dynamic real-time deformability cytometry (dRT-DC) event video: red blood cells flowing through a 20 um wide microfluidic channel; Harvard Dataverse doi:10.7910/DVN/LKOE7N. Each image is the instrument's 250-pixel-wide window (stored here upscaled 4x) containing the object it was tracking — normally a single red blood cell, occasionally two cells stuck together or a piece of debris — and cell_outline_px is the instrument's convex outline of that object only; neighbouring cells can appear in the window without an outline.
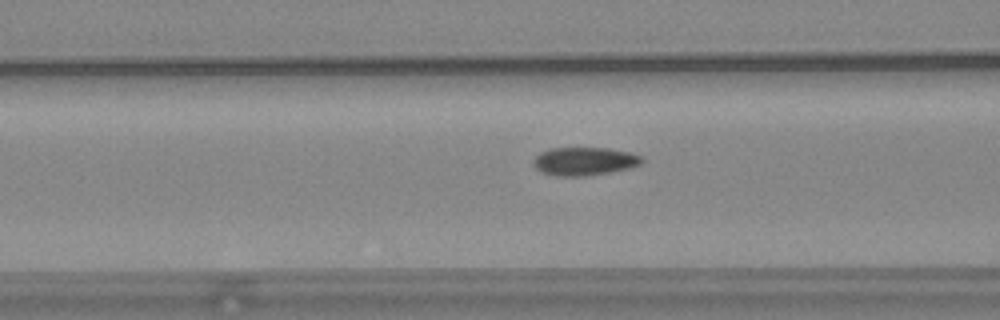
{"species": "common noctule bat (a hibernating species)", "species_latin": "Nyctalus noctula", "temperature_condition": "warm", "stored_images_in_passage": 58, "camera_frame_rate_fps": 3000, "um_per_image_px": 0.085, "animal": {"sex": "female", "body_mass_g": 24.6, "forearm_length_mm": 56.2}, "frame": {"image": 1, "passage_image": 24, "time_ms": 7.667, "image_size_px": [1000, 320], "cell_outline_px": [[644, 160], [640, 164], [632, 168], [584, 176], [556, 176], [540, 172], [532, 164], [532, 160], [540, 152], [552, 148], [608, 148], [632, 152], [640, 156]], "centroid_in_image_um": [49.66, 13.71], "position_along_channel_um": 116.9, "area_um2": 17.98}}
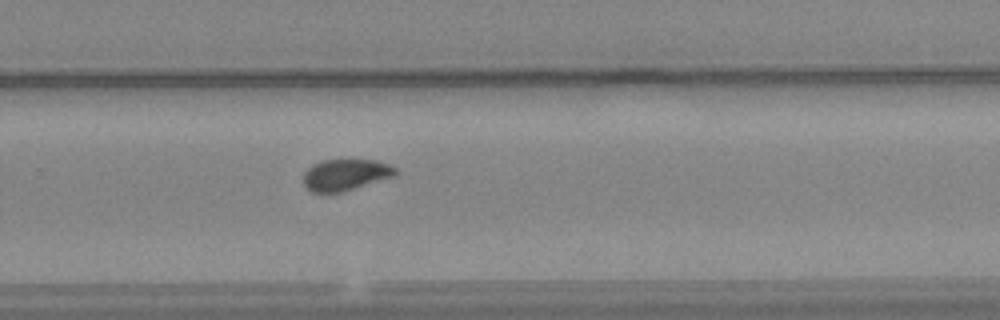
{"frame": {"image": 2, "passage_image": 39, "time_ms": 12.667, "image_size_px": [1000, 320], "cell_outline_px": [[396, 176], [340, 192], [312, 192], [304, 184], [304, 172], [312, 164], [324, 160], [376, 160], [388, 164], [396, 168]], "centroid_in_image_um": [29.37, 14.84], "position_along_channel_um": 300.4, "area_um2": 16.65}}
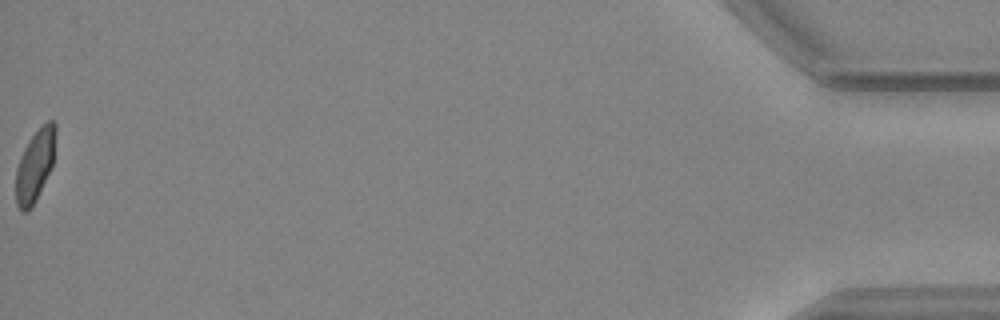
{"frame": {"image": 3, "passage_image": 58, "time_ms": 19.0, "image_size_px": [1000, 320], "cell_outline_px": [[56, 132], [52, 164], [36, 200], [32, 208], [28, 212], [20, 212], [16, 204], [16, 168], [20, 156], [28, 140], [48, 120], [56, 120]], "centroid_in_image_um": [2.96, 14.08], "position_along_channel_um": 432.2, "area_um2": 16.59}, "authors_computed_cell_mechanics": {"area_um2": 17.34, "velocity_mm_per_s": 3.6808, "shape_relaxation_time_tau1_ms": 7.3927, "shape_relaxation_time_tau2_ms": 1.1345, "deformation_change_tau1": 0.1542, "deformation_change_tau2": 0.0455}}